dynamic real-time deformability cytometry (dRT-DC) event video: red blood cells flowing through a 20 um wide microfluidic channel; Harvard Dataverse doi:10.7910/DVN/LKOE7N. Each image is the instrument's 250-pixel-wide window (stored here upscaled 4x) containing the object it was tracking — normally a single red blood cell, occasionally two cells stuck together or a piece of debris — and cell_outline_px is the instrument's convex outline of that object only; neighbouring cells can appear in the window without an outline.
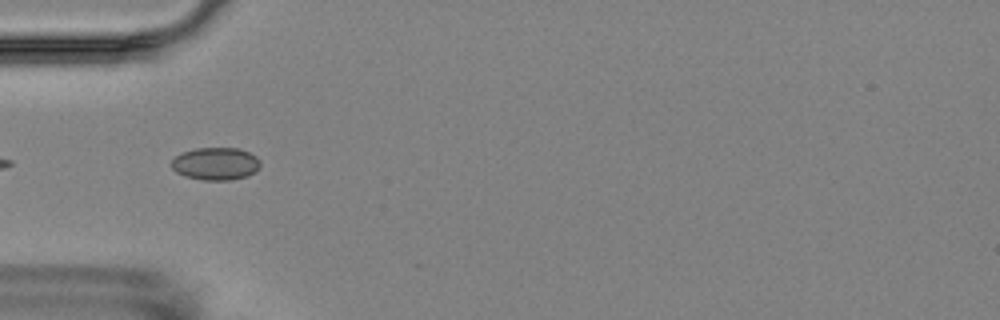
{"species": "Egyptian fruit bat (a non-hibernating species)", "species_latin": "Rousettus aegyptiacus", "temperature_condition": "room temperature", "stored_images_in_passage": 5, "camera_frame_rate_fps": 3000, "um_per_image_px": 0.085, "animal": {"sex": "female"}, "frame": {"image": 1, "passage_image": 4, "time_ms": 3.333, "image_size_px": [1000, 320], "cell_outline_px": [[260, 168], [256, 172], [248, 176], [228, 180], [204, 180], [184, 176], [176, 172], [172, 168], [172, 160], [176, 156], [184, 152], [196, 148], [240, 148], [256, 156], [260, 160]], "centroid_in_image_um": [18.37, 13.92], "position_along_channel_um": 66.6, "area_um2": 16.94}}